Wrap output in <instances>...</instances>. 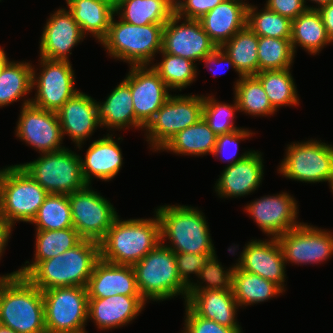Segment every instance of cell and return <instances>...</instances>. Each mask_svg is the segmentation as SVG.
<instances>
[{"label": "cell", "mask_w": 333, "mask_h": 333, "mask_svg": "<svg viewBox=\"0 0 333 333\" xmlns=\"http://www.w3.org/2000/svg\"><path fill=\"white\" fill-rule=\"evenodd\" d=\"M0 324L16 333H46L42 291L18 270L0 276Z\"/></svg>", "instance_id": "6da1fadb"}, {"label": "cell", "mask_w": 333, "mask_h": 333, "mask_svg": "<svg viewBox=\"0 0 333 333\" xmlns=\"http://www.w3.org/2000/svg\"><path fill=\"white\" fill-rule=\"evenodd\" d=\"M154 218L115 219L99 242L100 259L116 265H134L161 243V224Z\"/></svg>", "instance_id": "7a4b0ae2"}, {"label": "cell", "mask_w": 333, "mask_h": 333, "mask_svg": "<svg viewBox=\"0 0 333 333\" xmlns=\"http://www.w3.org/2000/svg\"><path fill=\"white\" fill-rule=\"evenodd\" d=\"M99 259V243L83 239L60 255L38 262L25 277L41 291L57 287H87Z\"/></svg>", "instance_id": "3957f363"}, {"label": "cell", "mask_w": 333, "mask_h": 333, "mask_svg": "<svg viewBox=\"0 0 333 333\" xmlns=\"http://www.w3.org/2000/svg\"><path fill=\"white\" fill-rule=\"evenodd\" d=\"M197 209L179 204L155 209L161 224V242L168 240L171 244L164 245L174 253H216L204 213Z\"/></svg>", "instance_id": "277c9868"}, {"label": "cell", "mask_w": 333, "mask_h": 333, "mask_svg": "<svg viewBox=\"0 0 333 333\" xmlns=\"http://www.w3.org/2000/svg\"><path fill=\"white\" fill-rule=\"evenodd\" d=\"M115 16L107 35L100 42L107 53L130 66L151 65L156 52L162 50L164 24L133 25L121 19L115 20Z\"/></svg>", "instance_id": "5b68a950"}, {"label": "cell", "mask_w": 333, "mask_h": 333, "mask_svg": "<svg viewBox=\"0 0 333 333\" xmlns=\"http://www.w3.org/2000/svg\"><path fill=\"white\" fill-rule=\"evenodd\" d=\"M133 268L145 301H164L181 294L186 302L187 287L179 279L175 253L164 243L146 254Z\"/></svg>", "instance_id": "8992f818"}, {"label": "cell", "mask_w": 333, "mask_h": 333, "mask_svg": "<svg viewBox=\"0 0 333 333\" xmlns=\"http://www.w3.org/2000/svg\"><path fill=\"white\" fill-rule=\"evenodd\" d=\"M48 194L20 165L7 166L0 184V215L12 226L29 223Z\"/></svg>", "instance_id": "52a82bcc"}, {"label": "cell", "mask_w": 333, "mask_h": 333, "mask_svg": "<svg viewBox=\"0 0 333 333\" xmlns=\"http://www.w3.org/2000/svg\"><path fill=\"white\" fill-rule=\"evenodd\" d=\"M80 155L64 148L42 153L36 160L18 164L49 194H71L84 188Z\"/></svg>", "instance_id": "ba28073f"}, {"label": "cell", "mask_w": 333, "mask_h": 333, "mask_svg": "<svg viewBox=\"0 0 333 333\" xmlns=\"http://www.w3.org/2000/svg\"><path fill=\"white\" fill-rule=\"evenodd\" d=\"M46 333H82L88 321V293L82 286L42 291Z\"/></svg>", "instance_id": "9c48e42d"}, {"label": "cell", "mask_w": 333, "mask_h": 333, "mask_svg": "<svg viewBox=\"0 0 333 333\" xmlns=\"http://www.w3.org/2000/svg\"><path fill=\"white\" fill-rule=\"evenodd\" d=\"M286 149L278 173L306 183L328 181L330 186L333 180V145L311 139L293 142Z\"/></svg>", "instance_id": "30bf717a"}, {"label": "cell", "mask_w": 333, "mask_h": 333, "mask_svg": "<svg viewBox=\"0 0 333 333\" xmlns=\"http://www.w3.org/2000/svg\"><path fill=\"white\" fill-rule=\"evenodd\" d=\"M204 95H171L144 128L149 147L161 149L180 131L202 118Z\"/></svg>", "instance_id": "8fae6325"}, {"label": "cell", "mask_w": 333, "mask_h": 333, "mask_svg": "<svg viewBox=\"0 0 333 333\" xmlns=\"http://www.w3.org/2000/svg\"><path fill=\"white\" fill-rule=\"evenodd\" d=\"M87 184L68 194L73 226L83 239L100 242L119 216L113 204Z\"/></svg>", "instance_id": "7c38bea8"}, {"label": "cell", "mask_w": 333, "mask_h": 333, "mask_svg": "<svg viewBox=\"0 0 333 333\" xmlns=\"http://www.w3.org/2000/svg\"><path fill=\"white\" fill-rule=\"evenodd\" d=\"M41 72L33 67L32 87L37 90L31 103L39 108L57 112L79 90L70 61L49 60L40 57ZM37 73V74H36Z\"/></svg>", "instance_id": "4fadbf2b"}, {"label": "cell", "mask_w": 333, "mask_h": 333, "mask_svg": "<svg viewBox=\"0 0 333 333\" xmlns=\"http://www.w3.org/2000/svg\"><path fill=\"white\" fill-rule=\"evenodd\" d=\"M25 99L17 122L15 135L39 153L62 150L63 135L57 112L39 108Z\"/></svg>", "instance_id": "5bb4252c"}, {"label": "cell", "mask_w": 333, "mask_h": 333, "mask_svg": "<svg viewBox=\"0 0 333 333\" xmlns=\"http://www.w3.org/2000/svg\"><path fill=\"white\" fill-rule=\"evenodd\" d=\"M287 263L317 264L333 255V233L301 223L277 238Z\"/></svg>", "instance_id": "9a60e30c"}, {"label": "cell", "mask_w": 333, "mask_h": 333, "mask_svg": "<svg viewBox=\"0 0 333 333\" xmlns=\"http://www.w3.org/2000/svg\"><path fill=\"white\" fill-rule=\"evenodd\" d=\"M216 48L218 47L203 30L199 20L181 18L175 13L164 24L162 51L165 53L195 62L202 60Z\"/></svg>", "instance_id": "2e32d148"}, {"label": "cell", "mask_w": 333, "mask_h": 333, "mask_svg": "<svg viewBox=\"0 0 333 333\" xmlns=\"http://www.w3.org/2000/svg\"><path fill=\"white\" fill-rule=\"evenodd\" d=\"M130 67L124 80L130 85L136 121L144 130L171 96L170 89L150 65Z\"/></svg>", "instance_id": "e0dca14e"}, {"label": "cell", "mask_w": 333, "mask_h": 333, "mask_svg": "<svg viewBox=\"0 0 333 333\" xmlns=\"http://www.w3.org/2000/svg\"><path fill=\"white\" fill-rule=\"evenodd\" d=\"M297 208L296 199L287 192L274 196L265 195L244 207L269 238H278L301 224L297 221L299 212Z\"/></svg>", "instance_id": "ac0fdd59"}, {"label": "cell", "mask_w": 333, "mask_h": 333, "mask_svg": "<svg viewBox=\"0 0 333 333\" xmlns=\"http://www.w3.org/2000/svg\"><path fill=\"white\" fill-rule=\"evenodd\" d=\"M241 270L259 275L277 284L283 291L286 262L277 238L251 240L245 244L235 263Z\"/></svg>", "instance_id": "d6986e66"}, {"label": "cell", "mask_w": 333, "mask_h": 333, "mask_svg": "<svg viewBox=\"0 0 333 333\" xmlns=\"http://www.w3.org/2000/svg\"><path fill=\"white\" fill-rule=\"evenodd\" d=\"M86 37L68 8H59L47 20L41 35L40 57L70 61L72 48Z\"/></svg>", "instance_id": "ffe728a7"}, {"label": "cell", "mask_w": 333, "mask_h": 333, "mask_svg": "<svg viewBox=\"0 0 333 333\" xmlns=\"http://www.w3.org/2000/svg\"><path fill=\"white\" fill-rule=\"evenodd\" d=\"M57 115L63 138L65 134L71 137L78 149L101 126L97 118L96 100L81 91L69 98Z\"/></svg>", "instance_id": "44dd1931"}, {"label": "cell", "mask_w": 333, "mask_h": 333, "mask_svg": "<svg viewBox=\"0 0 333 333\" xmlns=\"http://www.w3.org/2000/svg\"><path fill=\"white\" fill-rule=\"evenodd\" d=\"M263 168L262 153L253 150L245 159L226 165L216 181V193L221 198L249 195L260 186Z\"/></svg>", "instance_id": "7402d4cb"}, {"label": "cell", "mask_w": 333, "mask_h": 333, "mask_svg": "<svg viewBox=\"0 0 333 333\" xmlns=\"http://www.w3.org/2000/svg\"><path fill=\"white\" fill-rule=\"evenodd\" d=\"M88 298L114 295L141 296L132 265H116L99 259L87 284Z\"/></svg>", "instance_id": "603a6c76"}, {"label": "cell", "mask_w": 333, "mask_h": 333, "mask_svg": "<svg viewBox=\"0 0 333 333\" xmlns=\"http://www.w3.org/2000/svg\"><path fill=\"white\" fill-rule=\"evenodd\" d=\"M141 296L114 295L107 298H89L88 319L97 328L111 330L134 320L146 305Z\"/></svg>", "instance_id": "cb8c5ba5"}, {"label": "cell", "mask_w": 333, "mask_h": 333, "mask_svg": "<svg viewBox=\"0 0 333 333\" xmlns=\"http://www.w3.org/2000/svg\"><path fill=\"white\" fill-rule=\"evenodd\" d=\"M247 9L246 2L223 0L198 20L210 39L217 47H221L247 26Z\"/></svg>", "instance_id": "d4e9b609"}, {"label": "cell", "mask_w": 333, "mask_h": 333, "mask_svg": "<svg viewBox=\"0 0 333 333\" xmlns=\"http://www.w3.org/2000/svg\"><path fill=\"white\" fill-rule=\"evenodd\" d=\"M112 136L107 134L93 141L86 150L85 159L80 157L82 175L87 184L91 185L94 177L109 181L119 173L123 165V156L121 148Z\"/></svg>", "instance_id": "484cf974"}, {"label": "cell", "mask_w": 333, "mask_h": 333, "mask_svg": "<svg viewBox=\"0 0 333 333\" xmlns=\"http://www.w3.org/2000/svg\"><path fill=\"white\" fill-rule=\"evenodd\" d=\"M185 303L202 318L213 320L235 330L242 329L236 320L239 305L234 298L233 291L187 292Z\"/></svg>", "instance_id": "4316f807"}, {"label": "cell", "mask_w": 333, "mask_h": 333, "mask_svg": "<svg viewBox=\"0 0 333 333\" xmlns=\"http://www.w3.org/2000/svg\"><path fill=\"white\" fill-rule=\"evenodd\" d=\"M96 107L100 127L104 126L109 130L129 129L130 127L143 129L136 121L130 85L124 79L112 90L104 102L96 101Z\"/></svg>", "instance_id": "83f0119b"}, {"label": "cell", "mask_w": 333, "mask_h": 333, "mask_svg": "<svg viewBox=\"0 0 333 333\" xmlns=\"http://www.w3.org/2000/svg\"><path fill=\"white\" fill-rule=\"evenodd\" d=\"M69 11L83 34L101 42L108 33L115 6L105 0H66Z\"/></svg>", "instance_id": "f1b7e54d"}, {"label": "cell", "mask_w": 333, "mask_h": 333, "mask_svg": "<svg viewBox=\"0 0 333 333\" xmlns=\"http://www.w3.org/2000/svg\"><path fill=\"white\" fill-rule=\"evenodd\" d=\"M115 14L133 25L165 24L175 14L171 0H118Z\"/></svg>", "instance_id": "f546056e"}, {"label": "cell", "mask_w": 333, "mask_h": 333, "mask_svg": "<svg viewBox=\"0 0 333 333\" xmlns=\"http://www.w3.org/2000/svg\"><path fill=\"white\" fill-rule=\"evenodd\" d=\"M290 40L294 53L297 46H301L310 55L320 53L327 44L333 43L317 9H307L292 20Z\"/></svg>", "instance_id": "4dcf8cb0"}, {"label": "cell", "mask_w": 333, "mask_h": 333, "mask_svg": "<svg viewBox=\"0 0 333 333\" xmlns=\"http://www.w3.org/2000/svg\"><path fill=\"white\" fill-rule=\"evenodd\" d=\"M35 236L34 260L31 263L26 261L25 265L18 269L21 276H25L38 262L60 255L83 240L74 227L62 230H36Z\"/></svg>", "instance_id": "1f68e13d"}, {"label": "cell", "mask_w": 333, "mask_h": 333, "mask_svg": "<svg viewBox=\"0 0 333 333\" xmlns=\"http://www.w3.org/2000/svg\"><path fill=\"white\" fill-rule=\"evenodd\" d=\"M216 142L217 135L201 118L197 123L178 132L161 150L176 155H213Z\"/></svg>", "instance_id": "d6a6232c"}, {"label": "cell", "mask_w": 333, "mask_h": 333, "mask_svg": "<svg viewBox=\"0 0 333 333\" xmlns=\"http://www.w3.org/2000/svg\"><path fill=\"white\" fill-rule=\"evenodd\" d=\"M232 290L241 307L267 301L284 292L277 284L241 270L237 265L233 271Z\"/></svg>", "instance_id": "836d02e7"}, {"label": "cell", "mask_w": 333, "mask_h": 333, "mask_svg": "<svg viewBox=\"0 0 333 333\" xmlns=\"http://www.w3.org/2000/svg\"><path fill=\"white\" fill-rule=\"evenodd\" d=\"M258 36L246 26L220 48L233 61L235 71L241 76H255L259 72L257 55Z\"/></svg>", "instance_id": "e575fe53"}, {"label": "cell", "mask_w": 333, "mask_h": 333, "mask_svg": "<svg viewBox=\"0 0 333 333\" xmlns=\"http://www.w3.org/2000/svg\"><path fill=\"white\" fill-rule=\"evenodd\" d=\"M33 66L10 61L0 71V107L12 104L32 92Z\"/></svg>", "instance_id": "d590c367"}, {"label": "cell", "mask_w": 333, "mask_h": 333, "mask_svg": "<svg viewBox=\"0 0 333 333\" xmlns=\"http://www.w3.org/2000/svg\"><path fill=\"white\" fill-rule=\"evenodd\" d=\"M290 69L263 70L255 75L262 84L270 104L276 111L284 105H299L297 87Z\"/></svg>", "instance_id": "8d00e7d4"}, {"label": "cell", "mask_w": 333, "mask_h": 333, "mask_svg": "<svg viewBox=\"0 0 333 333\" xmlns=\"http://www.w3.org/2000/svg\"><path fill=\"white\" fill-rule=\"evenodd\" d=\"M234 85V97L240 112L252 116H273L277 112L255 76H241Z\"/></svg>", "instance_id": "74e56055"}, {"label": "cell", "mask_w": 333, "mask_h": 333, "mask_svg": "<svg viewBox=\"0 0 333 333\" xmlns=\"http://www.w3.org/2000/svg\"><path fill=\"white\" fill-rule=\"evenodd\" d=\"M30 223L36 225V230H62L74 227L68 195L48 194Z\"/></svg>", "instance_id": "f35d334b"}, {"label": "cell", "mask_w": 333, "mask_h": 333, "mask_svg": "<svg viewBox=\"0 0 333 333\" xmlns=\"http://www.w3.org/2000/svg\"><path fill=\"white\" fill-rule=\"evenodd\" d=\"M162 61L151 64V67L158 73L170 90L181 91L190 86L197 77V66L193 61L180 56L165 53L162 50Z\"/></svg>", "instance_id": "ab89813d"}, {"label": "cell", "mask_w": 333, "mask_h": 333, "mask_svg": "<svg viewBox=\"0 0 333 333\" xmlns=\"http://www.w3.org/2000/svg\"><path fill=\"white\" fill-rule=\"evenodd\" d=\"M257 8L248 4L247 26L258 37L291 38V19L269 10L266 6L262 8L263 10H259L260 12Z\"/></svg>", "instance_id": "60d3db41"}, {"label": "cell", "mask_w": 333, "mask_h": 333, "mask_svg": "<svg viewBox=\"0 0 333 333\" xmlns=\"http://www.w3.org/2000/svg\"><path fill=\"white\" fill-rule=\"evenodd\" d=\"M257 55L259 72L290 68L295 53L290 39L258 37Z\"/></svg>", "instance_id": "b9f144b4"}, {"label": "cell", "mask_w": 333, "mask_h": 333, "mask_svg": "<svg viewBox=\"0 0 333 333\" xmlns=\"http://www.w3.org/2000/svg\"><path fill=\"white\" fill-rule=\"evenodd\" d=\"M235 266L236 264H232L229 269L224 270V267L217 259L216 253L210 255L197 276L201 282H191L190 286L187 288V292H199L206 290L233 291L232 283ZM204 282L206 284L202 286V283Z\"/></svg>", "instance_id": "7bdbcfd3"}, {"label": "cell", "mask_w": 333, "mask_h": 333, "mask_svg": "<svg viewBox=\"0 0 333 333\" xmlns=\"http://www.w3.org/2000/svg\"><path fill=\"white\" fill-rule=\"evenodd\" d=\"M233 101L230 105L217 101L214 96H204L202 118L217 136L241 129L234 125V113L239 108L235 98Z\"/></svg>", "instance_id": "ee69618b"}, {"label": "cell", "mask_w": 333, "mask_h": 333, "mask_svg": "<svg viewBox=\"0 0 333 333\" xmlns=\"http://www.w3.org/2000/svg\"><path fill=\"white\" fill-rule=\"evenodd\" d=\"M253 134L255 133L247 130V128H241L231 133L218 135L213 156H216L217 158L219 156L222 161V155H227L225 159L226 161L223 159V162H229L228 165H232L238 161L245 159L253 150L246 151L237 157V151L239 148L238 143L240 140L243 141L245 140V138H249L250 136L252 137Z\"/></svg>", "instance_id": "f6af8a7d"}, {"label": "cell", "mask_w": 333, "mask_h": 333, "mask_svg": "<svg viewBox=\"0 0 333 333\" xmlns=\"http://www.w3.org/2000/svg\"><path fill=\"white\" fill-rule=\"evenodd\" d=\"M185 312L183 333H243L198 316L186 303Z\"/></svg>", "instance_id": "bcb514c9"}, {"label": "cell", "mask_w": 333, "mask_h": 333, "mask_svg": "<svg viewBox=\"0 0 333 333\" xmlns=\"http://www.w3.org/2000/svg\"><path fill=\"white\" fill-rule=\"evenodd\" d=\"M210 255L213 254L175 253L179 279L187 288L191 284L190 274L198 276Z\"/></svg>", "instance_id": "7dc6e473"}, {"label": "cell", "mask_w": 333, "mask_h": 333, "mask_svg": "<svg viewBox=\"0 0 333 333\" xmlns=\"http://www.w3.org/2000/svg\"><path fill=\"white\" fill-rule=\"evenodd\" d=\"M223 0H179L175 4V13L185 19H200L214 9Z\"/></svg>", "instance_id": "c3c4849f"}, {"label": "cell", "mask_w": 333, "mask_h": 333, "mask_svg": "<svg viewBox=\"0 0 333 333\" xmlns=\"http://www.w3.org/2000/svg\"><path fill=\"white\" fill-rule=\"evenodd\" d=\"M265 6L291 20L296 19L307 9H313V6L306 5L304 0H267Z\"/></svg>", "instance_id": "681fc988"}, {"label": "cell", "mask_w": 333, "mask_h": 333, "mask_svg": "<svg viewBox=\"0 0 333 333\" xmlns=\"http://www.w3.org/2000/svg\"><path fill=\"white\" fill-rule=\"evenodd\" d=\"M205 63V67H207L209 70L214 72V69L212 68V64L214 65H220V63H225L226 65L233 67L235 70V66L233 61L230 59V57L225 53L220 47L216 48L212 53L206 55L201 62ZM210 66V67H209ZM212 66V67H211ZM227 66V67H228ZM214 75V74H213Z\"/></svg>", "instance_id": "f907efd6"}, {"label": "cell", "mask_w": 333, "mask_h": 333, "mask_svg": "<svg viewBox=\"0 0 333 333\" xmlns=\"http://www.w3.org/2000/svg\"><path fill=\"white\" fill-rule=\"evenodd\" d=\"M317 10L321 14L327 35L333 42V2L322 5Z\"/></svg>", "instance_id": "816d5d0a"}, {"label": "cell", "mask_w": 333, "mask_h": 333, "mask_svg": "<svg viewBox=\"0 0 333 333\" xmlns=\"http://www.w3.org/2000/svg\"><path fill=\"white\" fill-rule=\"evenodd\" d=\"M13 226L10 225L2 215H0V259L9 241Z\"/></svg>", "instance_id": "f5cc1de1"}, {"label": "cell", "mask_w": 333, "mask_h": 333, "mask_svg": "<svg viewBox=\"0 0 333 333\" xmlns=\"http://www.w3.org/2000/svg\"><path fill=\"white\" fill-rule=\"evenodd\" d=\"M9 62V58L7 57L4 48H0V71L4 68V66Z\"/></svg>", "instance_id": "db71d44e"}, {"label": "cell", "mask_w": 333, "mask_h": 333, "mask_svg": "<svg viewBox=\"0 0 333 333\" xmlns=\"http://www.w3.org/2000/svg\"><path fill=\"white\" fill-rule=\"evenodd\" d=\"M305 1V4H306V1L307 0H304ZM310 1H312L313 3H316V4H318V5H316L315 7H313V9H317V8H319L320 6H322V5H325V4H328V3H330V2H333V0H310ZM318 6V7H317Z\"/></svg>", "instance_id": "11a10c76"}, {"label": "cell", "mask_w": 333, "mask_h": 333, "mask_svg": "<svg viewBox=\"0 0 333 333\" xmlns=\"http://www.w3.org/2000/svg\"><path fill=\"white\" fill-rule=\"evenodd\" d=\"M0 333H16V332L10 329L9 327L0 324Z\"/></svg>", "instance_id": "9f6ffc18"}, {"label": "cell", "mask_w": 333, "mask_h": 333, "mask_svg": "<svg viewBox=\"0 0 333 333\" xmlns=\"http://www.w3.org/2000/svg\"><path fill=\"white\" fill-rule=\"evenodd\" d=\"M105 1H107V2L111 3L112 5L116 6L118 0H105Z\"/></svg>", "instance_id": "6f0895ef"}, {"label": "cell", "mask_w": 333, "mask_h": 333, "mask_svg": "<svg viewBox=\"0 0 333 333\" xmlns=\"http://www.w3.org/2000/svg\"><path fill=\"white\" fill-rule=\"evenodd\" d=\"M3 173H4V168L0 170V184H1V179H2Z\"/></svg>", "instance_id": "680465c9"}, {"label": "cell", "mask_w": 333, "mask_h": 333, "mask_svg": "<svg viewBox=\"0 0 333 333\" xmlns=\"http://www.w3.org/2000/svg\"><path fill=\"white\" fill-rule=\"evenodd\" d=\"M330 187H331V192L333 193V180H332V182L330 184Z\"/></svg>", "instance_id": "91938a15"}, {"label": "cell", "mask_w": 333, "mask_h": 333, "mask_svg": "<svg viewBox=\"0 0 333 333\" xmlns=\"http://www.w3.org/2000/svg\"><path fill=\"white\" fill-rule=\"evenodd\" d=\"M174 4H176L179 0H171Z\"/></svg>", "instance_id": "94428289"}]
</instances>
